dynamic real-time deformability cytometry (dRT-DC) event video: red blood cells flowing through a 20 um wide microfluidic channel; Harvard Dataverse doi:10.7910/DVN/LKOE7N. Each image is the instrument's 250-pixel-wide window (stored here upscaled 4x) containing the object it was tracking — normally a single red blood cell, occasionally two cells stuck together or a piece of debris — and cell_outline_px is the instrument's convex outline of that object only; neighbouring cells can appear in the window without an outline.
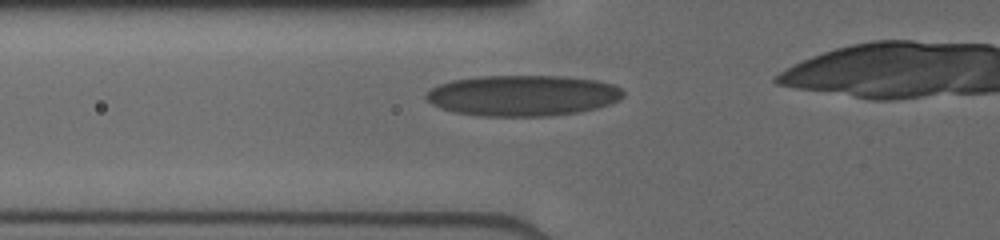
{"species": "human", "species_latin": "Homo sapiens", "temperature_condition": "cold", "stored_images_in_passage": 5, "camera_frame_rate_fps": 3000, "um_per_image_px": 0.085, "donor": {"sex": "male"}, "frame": {"image": 1, "passage_image": 2, "time_ms": 0.667, "image_size_px": [1000, 240], "cell_outline_px": [[624, 96], [620, 100], [596, 108], [576, 112], [544, 116], [484, 116], [456, 112], [432, 104], [424, 96], [432, 88], [440, 84], [452, 80], [480, 76], [564, 76], [596, 80], [612, 84], [620, 88], [624, 92]], "centroid_in_image_um": [44.45, 8.11], "position_along_channel_um": 81.3, "area_um2": 46.59}}
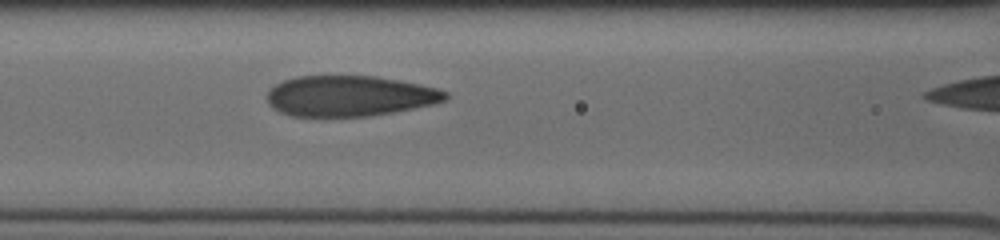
{"frame": {"image": 2, "passage_image": 4, "time_ms": 2.0, "image_size_px": [1000, 240], "cell_outline_px": [[448, 100], [432, 104], [392, 112], [368, 116], [292, 116], [280, 112], [272, 108], [268, 104], [268, 88], [284, 80], [296, 76], [376, 76], [420, 84], [436, 88], [448, 92]], "centroid_in_image_um": [29.7, 8.15], "position_along_channel_um": 136.9, "area_um2": 42.19}}